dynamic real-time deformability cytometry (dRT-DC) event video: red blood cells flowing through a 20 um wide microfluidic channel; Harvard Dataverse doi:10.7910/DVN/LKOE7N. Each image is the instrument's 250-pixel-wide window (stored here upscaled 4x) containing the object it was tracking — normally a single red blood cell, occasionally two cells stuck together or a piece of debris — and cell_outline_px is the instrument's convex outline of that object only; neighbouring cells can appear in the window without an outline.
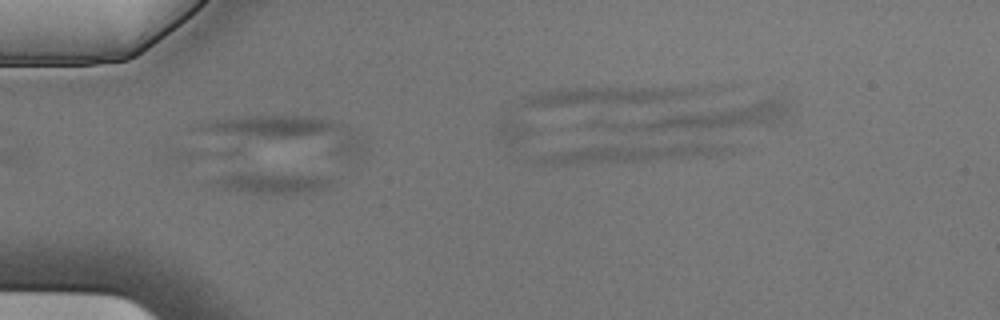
{"species": "Egyptian fruit bat (a non-hibernating species)", "species_latin": "Rousettus aegyptiacus", "temperature_condition": "cold", "stored_images_in_passage": 6, "camera_frame_rate_fps": 3000, "um_per_image_px": 0.085, "animal": {"sex": "male"}, "frame": {"image": 1, "passage_image": 3, "time_ms": 0.667, "image_size_px": [1000, 320], "cell_outline_px": [[336, 180], [328, 188], [312, 192], [284, 196], [276, 196], [244, 192], [204, 184], [208, 180], [236, 168], [328, 176]], "centroid_in_image_um": [23.0, 15.49], "position_along_channel_um": 62.0, "area_um2": 17.28}}